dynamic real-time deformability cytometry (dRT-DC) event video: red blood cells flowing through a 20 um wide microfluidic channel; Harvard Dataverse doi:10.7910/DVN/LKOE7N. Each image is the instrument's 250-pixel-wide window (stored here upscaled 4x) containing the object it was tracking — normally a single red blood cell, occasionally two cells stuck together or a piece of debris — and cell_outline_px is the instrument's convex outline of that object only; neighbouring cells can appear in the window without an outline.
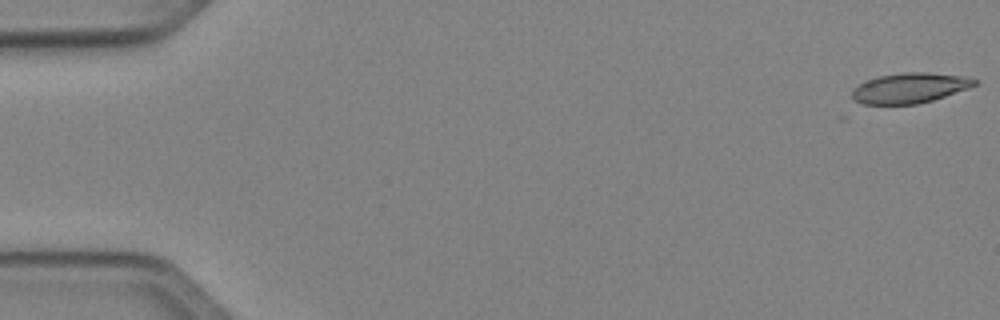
{"species": "Egyptian fruit bat (a non-hibernating species)", "species_latin": "Rousettus aegyptiacus", "temperature_condition": "cold", "stored_images_in_passage": 19, "camera_frame_rate_fps": 3000, "um_per_image_px": 0.085, "animal": {"sex": "female"}, "frame": {"image": 1, "passage_image": 1, "time_ms": 0.0, "image_size_px": [1000, 320], "cell_outline_px": [[976, 84], [968, 88], [932, 100], [916, 104], [864, 104], [856, 100], [852, 96], [852, 92], [860, 84], [868, 80], [880, 76], [908, 72], [924, 72], [964, 76], [976, 80]], "centroid_in_image_um": [77.34, 7.48], "position_along_channel_um": 7.7, "area_um2": 20.98}}
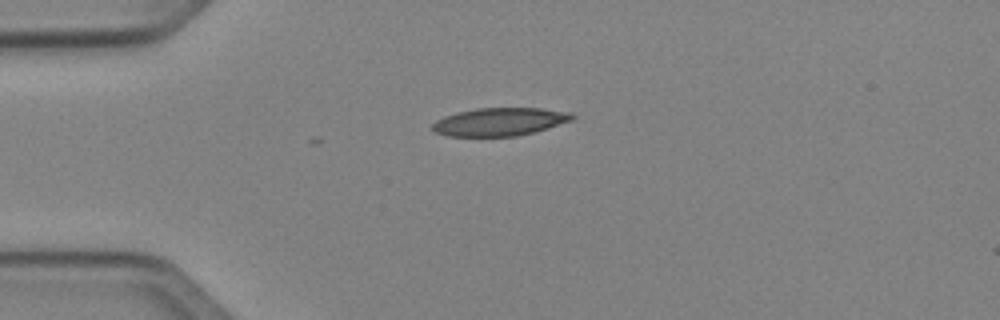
{"frame": {"image": 2, "passage_image": 13, "time_ms": 4.0, "image_size_px": [1000, 320], "cell_outline_px": [[576, 116], [572, 120], [548, 128], [516, 136], [448, 136], [436, 132], [432, 128], [432, 124], [436, 120], [444, 116], [456, 112], [476, 108], [540, 108], [572, 112]], "centroid_in_image_um": [42.48, 10.34], "position_along_channel_um": 42.5, "area_um2": 22.83}}
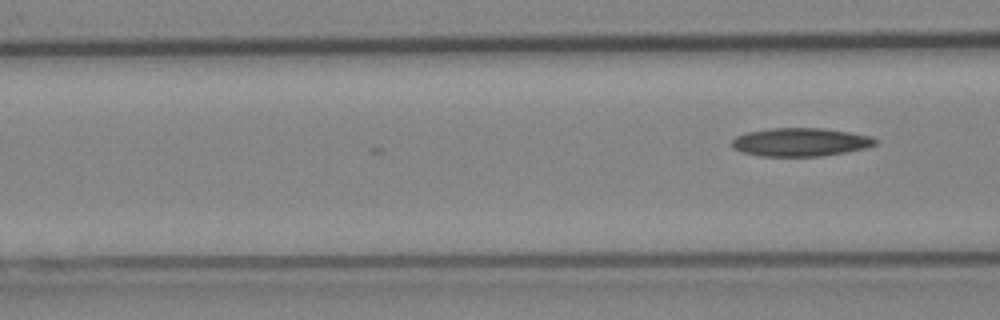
{"frame": {"image": 3, "passage_image": 19, "time_ms": 6.0, "image_size_px": [1000, 320], "cell_outline_px": [[876, 144], [864, 148], [844, 152], [820, 156], [760, 156], [740, 152], [732, 148], [732, 140], [736, 136], [748, 132], [772, 128], [824, 128], [848, 132], [868, 136], [876, 140]], "centroid_in_image_um": [67.97, 12.08], "position_along_channel_um": 98.6, "area_um2": 23.47}}